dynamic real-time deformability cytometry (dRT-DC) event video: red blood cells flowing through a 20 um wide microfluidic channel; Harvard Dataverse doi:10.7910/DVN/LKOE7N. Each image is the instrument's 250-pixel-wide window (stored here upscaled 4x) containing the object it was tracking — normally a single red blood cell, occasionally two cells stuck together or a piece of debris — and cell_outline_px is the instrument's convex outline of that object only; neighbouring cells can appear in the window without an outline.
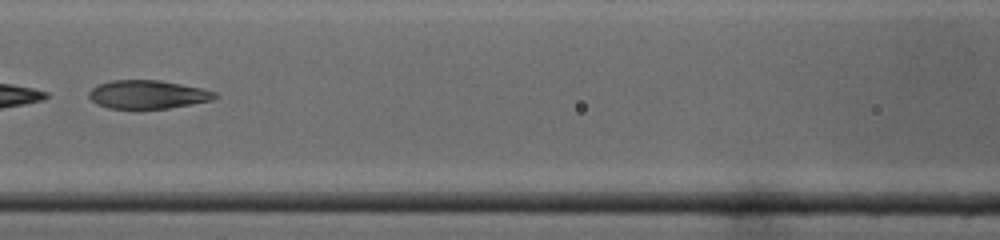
{"species": "common noctule bat (a hibernating species)", "species_latin": "Nyctalus noctula", "temperature_condition": "cold", "stored_images_in_passage": 42, "camera_frame_rate_fps": 3000, "um_per_image_px": 0.085, "animal": {"sex": "male", "body_mass_g": 19.0, "forearm_length_mm": 50.8}, "frame": {"image": 1, "passage_image": 17, "time_ms": 5.333, "image_size_px": [1000, 240], "cell_outline_px": [[220, 96], [212, 100], [168, 108], [108, 108], [96, 104], [88, 96], [88, 92], [92, 88], [100, 84], [112, 80], [160, 80], [200, 88], [216, 92]], "centroid_in_image_um": [12.55, 8.03], "position_along_channel_um": 154.1, "area_um2": 20.69}}
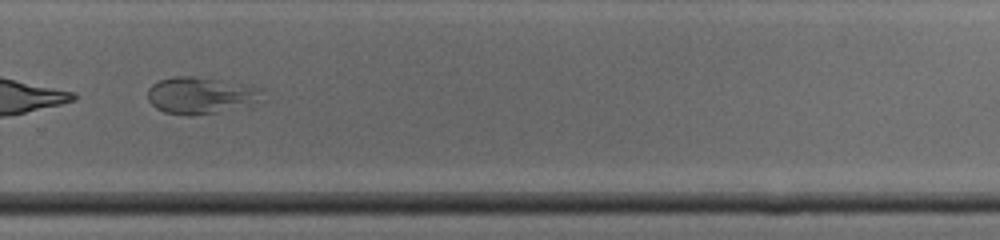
{"frame": {"image": 2, "passage_image": 28, "time_ms": 9.0, "image_size_px": [1000, 240], "cell_outline_px": [[260, 100], [216, 112], [164, 112], [156, 108], [148, 100], [148, 88], [152, 84], [160, 80], [172, 76], [192, 76], [244, 84], [260, 88]], "centroid_in_image_um": [16.97, 8.04], "position_along_channel_um": 312.8, "area_um2": 23.18}}